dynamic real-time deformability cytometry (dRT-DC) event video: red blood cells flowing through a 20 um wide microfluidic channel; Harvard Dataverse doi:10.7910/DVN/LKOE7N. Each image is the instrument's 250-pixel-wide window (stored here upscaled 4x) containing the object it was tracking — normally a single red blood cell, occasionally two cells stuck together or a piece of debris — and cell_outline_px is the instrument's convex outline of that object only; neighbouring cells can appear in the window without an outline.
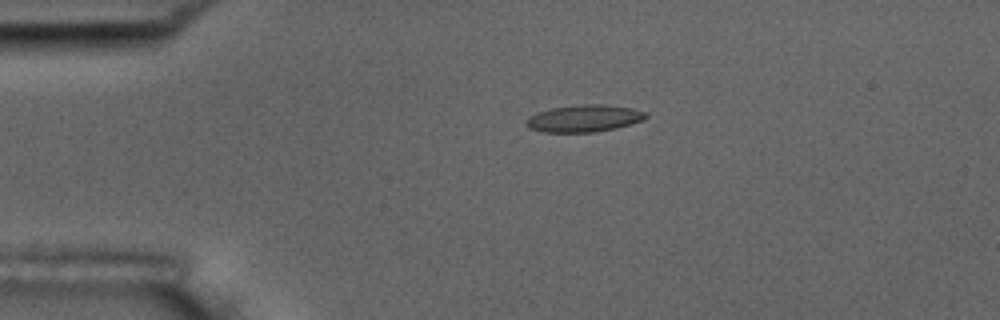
{"species": "common noctule bat (a hibernating species)", "species_latin": "Nyctalus noctula", "temperature_condition": "room temperature", "stored_images_in_passage": 5, "camera_frame_rate_fps": 3000, "um_per_image_px": 0.085, "animal": {"sex": "male", "body_mass_g": 17.5, "forearm_length_mm": 52.3}, "frame": {"image": 1, "passage_image": 5, "time_ms": 4.667, "image_size_px": [1000, 320], "cell_outline_px": [[648, 116], [640, 120], [616, 128], [596, 132], [544, 132], [528, 128], [524, 124], [528, 116], [536, 112], [552, 108], [580, 104], [604, 104], [632, 108], [648, 112]], "centroid_in_image_um": [49.6, 10.06], "position_along_channel_um": 35.4, "area_um2": 18.96}}